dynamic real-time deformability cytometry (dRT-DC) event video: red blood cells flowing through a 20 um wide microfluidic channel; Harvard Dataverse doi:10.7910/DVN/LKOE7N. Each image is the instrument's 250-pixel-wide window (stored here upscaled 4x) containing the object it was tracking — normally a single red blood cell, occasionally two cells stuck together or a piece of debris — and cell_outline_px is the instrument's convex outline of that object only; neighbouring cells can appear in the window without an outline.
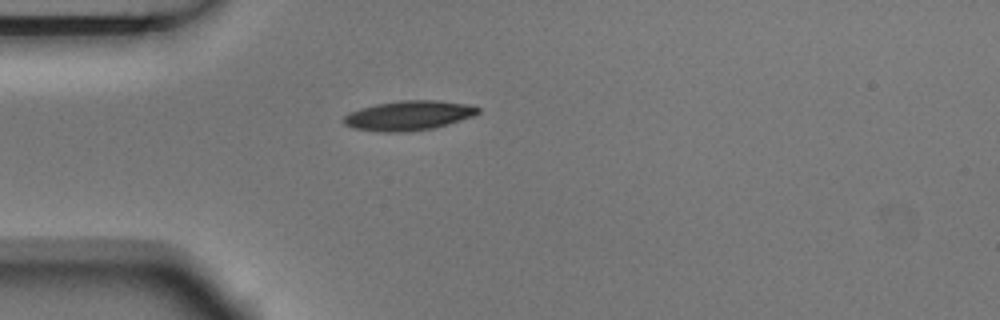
{"species": "Egyptian fruit bat (a non-hibernating species)", "species_latin": "Rousettus aegyptiacus", "temperature_condition": "room temperature", "stored_images_in_passage": 1, "camera_frame_rate_fps": 3000, "um_per_image_px": 0.085, "animal": {"sex": "male"}, "frame": {"image": 1, "passage_image": 1, "time_ms": 0.0, "image_size_px": [1000, 320], "cell_outline_px": [[480, 112], [472, 116], [448, 124], [432, 128], [400, 132], [384, 132], [356, 128], [344, 124], [344, 116], [348, 112], [360, 108], [376, 104], [400, 100], [436, 100], [468, 104], [480, 108]], "centroid_in_image_um": [34.73, 9.8], "position_along_channel_um": 50.3, "area_um2": 22.95}}